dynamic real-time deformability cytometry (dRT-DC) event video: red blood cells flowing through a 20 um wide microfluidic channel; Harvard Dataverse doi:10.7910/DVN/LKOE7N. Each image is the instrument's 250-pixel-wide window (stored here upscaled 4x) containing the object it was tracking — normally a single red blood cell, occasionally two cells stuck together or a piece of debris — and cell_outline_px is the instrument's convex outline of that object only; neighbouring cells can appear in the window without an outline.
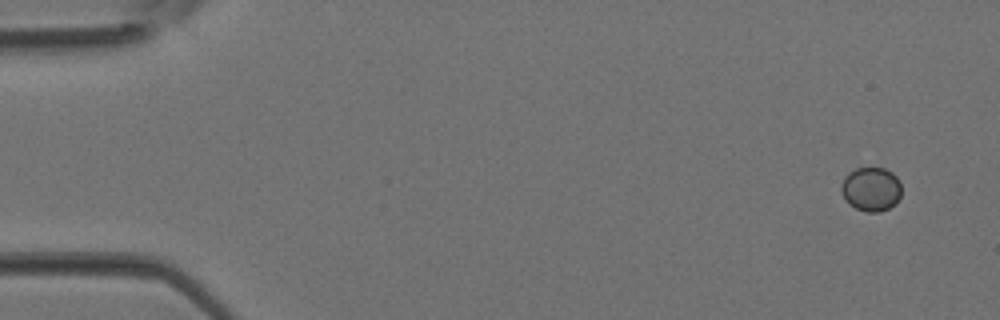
{"species": "Egyptian fruit bat (a non-hibernating species)", "species_latin": "Rousettus aegyptiacus", "temperature_condition": "room temperature", "stored_images_in_passage": 3, "camera_frame_rate_fps": 3000, "um_per_image_px": 0.085, "animal": {"sex": "female"}, "frame": {"image": 1, "passage_image": 1, "time_ms": 0.0, "image_size_px": [1000, 320], "cell_outline_px": [[900, 196], [896, 204], [880, 212], [868, 212], [856, 208], [840, 192], [840, 188], [844, 176], [848, 172], [856, 168], [884, 168], [892, 172], [900, 180]], "centroid_in_image_um": [74.05, 16.06], "position_along_channel_um": 10.9, "area_um2": 15.43}}